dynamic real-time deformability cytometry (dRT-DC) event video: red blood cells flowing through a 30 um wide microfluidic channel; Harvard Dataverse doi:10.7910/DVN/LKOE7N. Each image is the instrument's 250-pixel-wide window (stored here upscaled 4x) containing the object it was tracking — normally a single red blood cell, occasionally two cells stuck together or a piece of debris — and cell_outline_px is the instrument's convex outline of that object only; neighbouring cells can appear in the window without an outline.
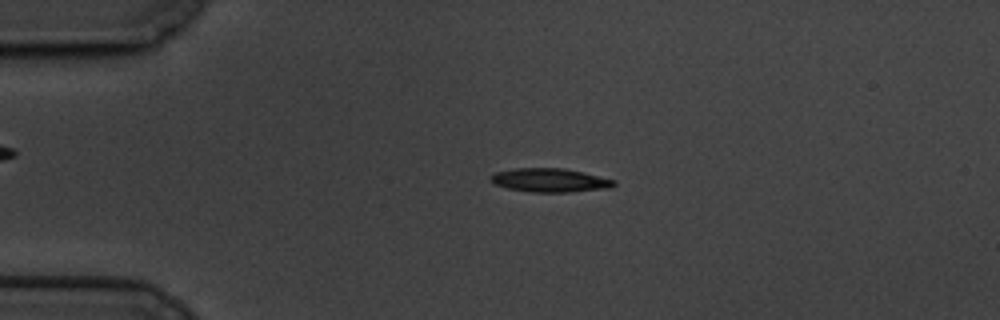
{"species": "common noctule bat (a hibernating species)", "species_latin": "Nyctalus noctula", "temperature_condition": "cold", "stored_images_in_passage": 59, "camera_frame_rate_fps": 3000, "um_per_image_px": 0.085, "animal": {"sex": "male", "body_mass_g": 19.5, "forearm_length_mm": 54.6}, "frame": {"image": 1, "passage_image": 13, "time_ms": 4.0, "image_size_px": [1000, 320], "cell_outline_px": [[616, 184], [612, 188], [568, 192], [532, 192], [508, 188], [496, 184], [488, 180], [488, 176], [496, 172], [516, 168], [564, 168], [584, 172], [616, 180]], "centroid_in_image_um": [46.76, 15.31], "position_along_channel_um": 38.2, "area_um2": 17.17}}
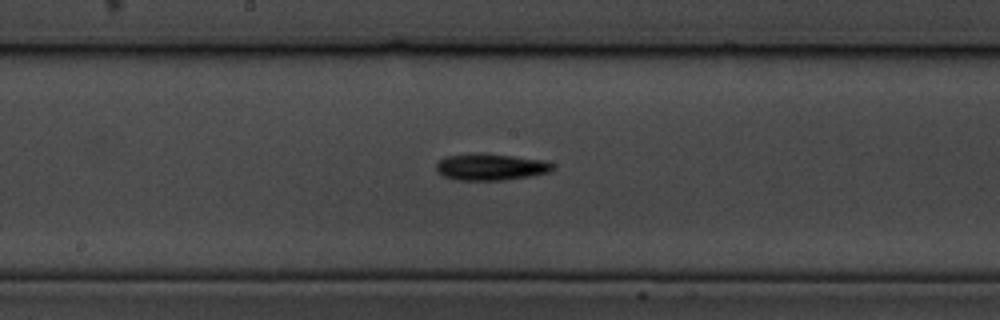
{"frame": {"image": 2, "passage_image": 31, "time_ms": 10.0, "image_size_px": [1000, 320], "cell_outline_px": [[552, 168], [548, 172], [528, 176], [504, 180], [456, 180], [444, 176], [436, 172], [436, 164], [444, 156], [480, 152], [484, 152], [544, 160], [552, 164]], "centroid_in_image_um": [41.63, 14.17], "position_along_channel_um": 206.6, "area_um2": 18.15}}
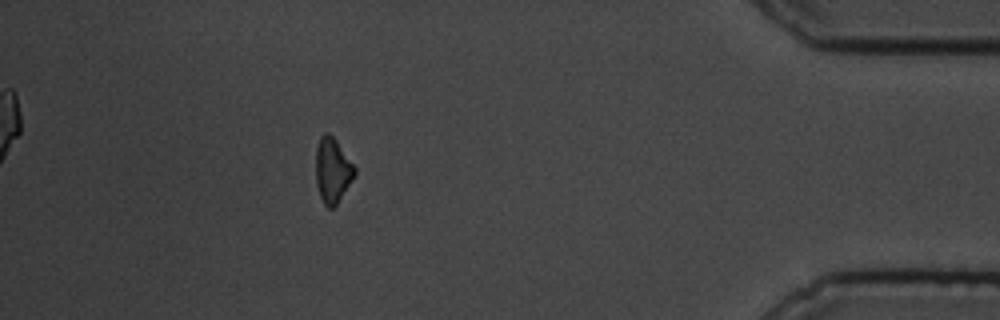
{"frame": {"image": 3, "passage_image": 53, "time_ms": 17.333, "image_size_px": [1000, 320], "cell_outline_px": [[356, 176], [336, 204], [332, 208], [328, 208], [324, 204], [320, 196], [316, 184], [316, 148], [320, 136], [324, 132], [328, 132], [336, 140], [356, 168]], "centroid_in_image_um": [28.27, 14.47], "position_along_channel_um": 406.9, "area_um2": 14.74}, "authors_computed_cell_mechanics": {"area_um2": 16.1262, "velocity_mm_per_s": 3.3659, "shape_relaxation_time_tau1_ms": 2.1172, "shape_relaxation_time_tau2_ms": null, "deformation_change_tau1": 0.1129, "deformation_change_tau2": null}}